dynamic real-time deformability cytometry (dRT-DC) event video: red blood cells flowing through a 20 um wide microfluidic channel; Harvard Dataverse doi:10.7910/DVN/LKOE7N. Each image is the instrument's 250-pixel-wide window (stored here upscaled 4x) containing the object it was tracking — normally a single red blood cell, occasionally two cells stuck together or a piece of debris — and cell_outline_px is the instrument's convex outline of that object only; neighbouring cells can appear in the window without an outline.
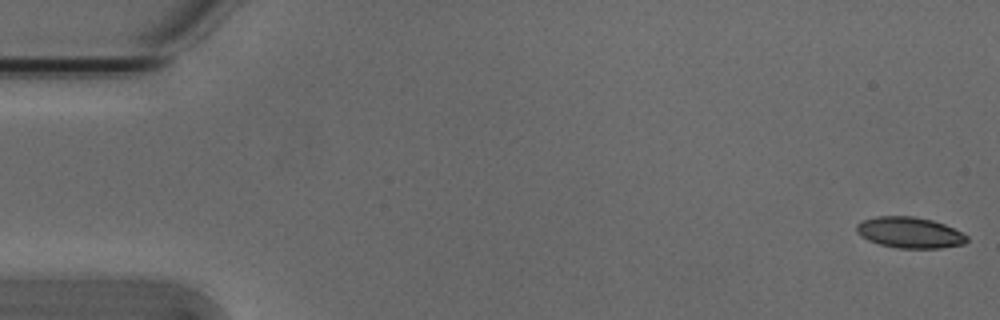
{"species": "Egyptian fruit bat (a non-hibernating species)", "species_latin": "Rousettus aegyptiacus", "temperature_condition": "cold", "stored_images_in_passage": 54, "camera_frame_rate_fps": 3000, "um_per_image_px": 0.085, "animal": {"sex": "male"}, "frame": {"image": 1, "passage_image": 1, "time_ms": 0.0, "image_size_px": [1000, 320], "cell_outline_px": [[968, 240], [964, 244], [940, 248], [900, 248], [880, 244], [868, 240], [860, 236], [856, 232], [856, 224], [864, 220], [876, 216], [912, 216], [932, 220], [944, 224], [968, 236]], "centroid_in_image_um": [77.3, 19.77], "position_along_channel_um": 7.7, "area_um2": 19.83}}
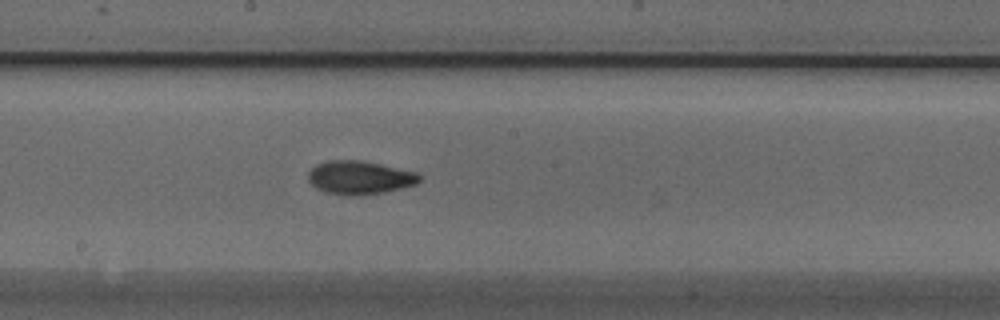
{"frame": {"image": 2, "passage_image": 29, "time_ms": 9.333, "image_size_px": [1000, 320], "cell_outline_px": [[420, 180], [416, 184], [384, 192], [360, 196], [352, 196], [324, 192], [316, 188], [308, 180], [308, 172], [316, 164], [328, 160], [360, 160], [380, 164], [416, 172], [420, 176]], "centroid_in_image_um": [30.54, 15.1], "position_along_channel_um": 217.7, "area_um2": 21.68}}
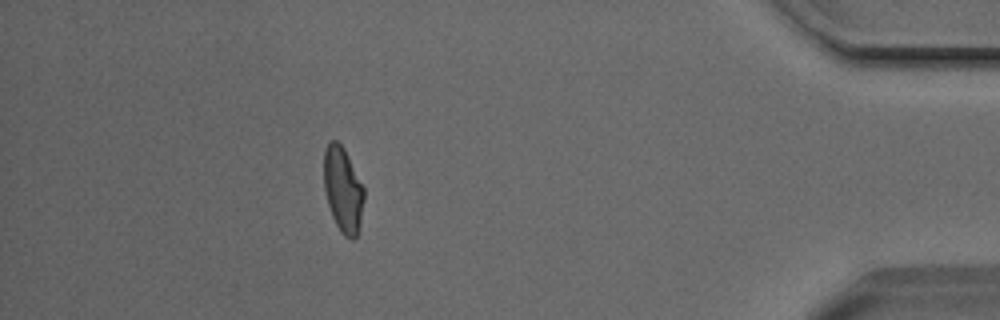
{"frame": {"image": 3, "passage_image": 48, "time_ms": 15.667, "image_size_px": [1000, 320], "cell_outline_px": [[364, 200], [360, 220], [356, 236], [352, 240], [344, 236], [340, 232], [332, 216], [328, 204], [324, 188], [324, 148], [332, 140], [336, 140], [344, 148], [364, 188]], "centroid_in_image_um": [29.14, 16.12], "position_along_channel_um": 406.1, "area_um2": 19.77}, "authors_computed_cell_mechanics": {"area_um2": 20.23, "velocity_mm_per_s": 3.8114, "shape_relaxation_time_tau1_ms": 6.0948, "shape_relaxation_time_tau2_ms": 3.119, "deformation_change_tau1": 0.1579, "deformation_change_tau2": 0.0865}}